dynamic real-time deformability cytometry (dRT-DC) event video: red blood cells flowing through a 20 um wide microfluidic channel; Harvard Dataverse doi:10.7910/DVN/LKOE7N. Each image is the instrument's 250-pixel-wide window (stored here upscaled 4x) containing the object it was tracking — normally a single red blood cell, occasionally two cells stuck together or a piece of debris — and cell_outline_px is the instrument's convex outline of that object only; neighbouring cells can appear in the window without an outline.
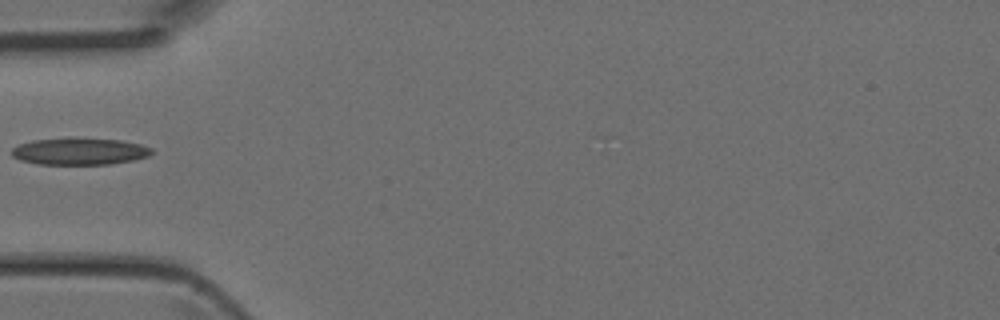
{"species": "Egyptian fruit bat (a non-hibernating species)", "species_latin": "Rousettus aegyptiacus", "temperature_condition": "room temperature", "stored_images_in_passage": 3, "camera_frame_rate_fps": 3000, "um_per_image_px": 0.085, "animal": {"sex": "female"}, "frame": {"image": 1, "passage_image": 3, "time_ms": 0.667, "image_size_px": [1000, 320], "cell_outline_px": [[152, 152], [148, 156], [132, 160], [108, 164], [40, 164], [20, 160], [12, 156], [12, 148], [20, 144], [32, 140], [120, 140], [140, 144], [152, 148]], "centroid_in_image_um": [6.76, 12.9], "position_along_channel_um": 78.2, "area_um2": 20.98}}